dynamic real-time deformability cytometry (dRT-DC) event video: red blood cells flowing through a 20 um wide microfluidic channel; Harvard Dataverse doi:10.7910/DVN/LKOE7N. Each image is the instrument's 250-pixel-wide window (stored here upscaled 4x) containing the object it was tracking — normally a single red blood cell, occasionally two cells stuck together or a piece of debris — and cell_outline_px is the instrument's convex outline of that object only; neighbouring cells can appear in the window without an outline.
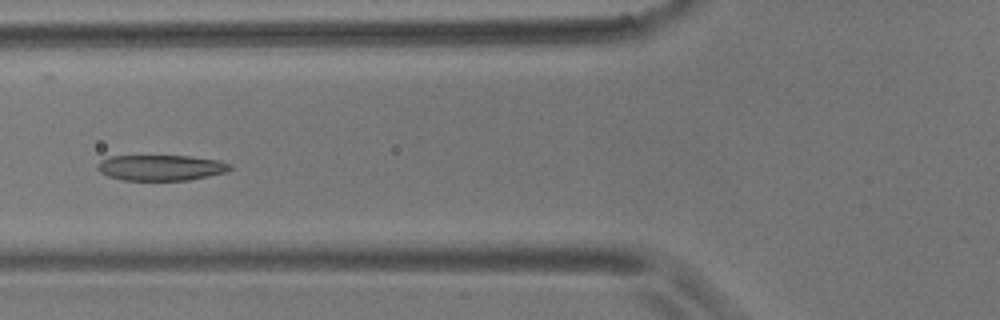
{"species": "common noctule bat (a hibernating species)", "species_latin": "Nyctalus noctula", "temperature_condition": "room temperature", "stored_images_in_passage": 9, "camera_frame_rate_fps": 3000, "um_per_image_px": 0.085, "animal": {"sex": "male", "body_mass_g": 17.9}, "frame": {"image": 1, "passage_image": 6, "time_ms": 6.333, "image_size_px": [1000, 320], "cell_outline_px": [[232, 168], [228, 172], [188, 180], [124, 180], [108, 176], [100, 172], [96, 168], [96, 164], [100, 160], [112, 156], [188, 156], [220, 160], [232, 164]], "centroid_in_image_um": [13.69, 14.25], "position_along_channel_um": 112.1, "area_um2": 19.94}}
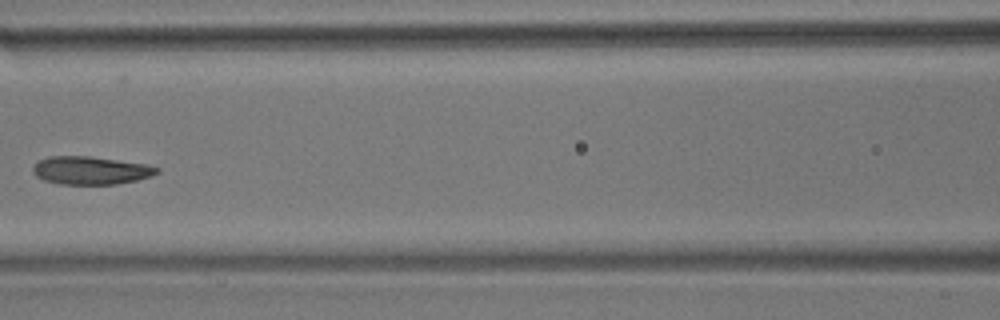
{"frame": {"image": 2, "passage_image": 7, "time_ms": 7.667, "image_size_px": [1000, 320], "cell_outline_px": [[160, 172], [152, 176], [136, 180], [116, 184], [60, 184], [44, 180], [36, 176], [32, 172], [32, 168], [40, 160], [48, 156], [88, 156], [148, 164], [160, 168]], "centroid_in_image_um": [7.73, 14.48], "position_along_channel_um": 158.9, "area_um2": 20.29}}
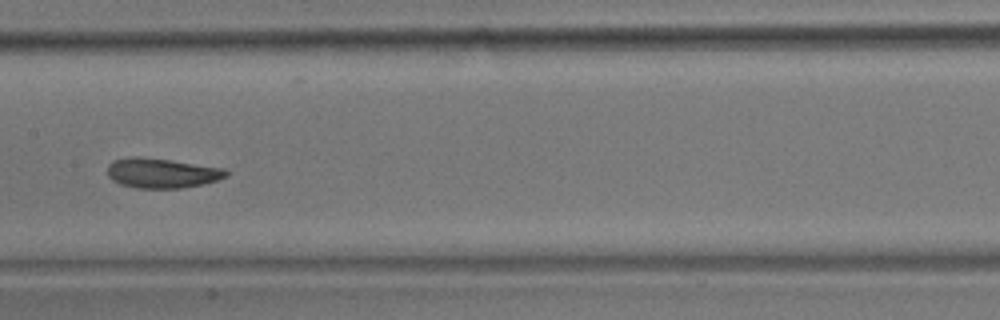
{"frame": {"image": 3, "passage_image": 8, "time_ms": 8.667, "image_size_px": [1000, 320], "cell_outline_px": [[228, 176], [216, 180], [200, 184], [180, 188], [136, 188], [120, 184], [112, 180], [108, 176], [108, 164], [112, 160], [128, 156], [136, 156], [168, 160], [224, 168], [228, 172]], "centroid_in_image_um": [13.7, 14.7], "position_along_channel_um": 193.7, "area_um2": 20.52}}